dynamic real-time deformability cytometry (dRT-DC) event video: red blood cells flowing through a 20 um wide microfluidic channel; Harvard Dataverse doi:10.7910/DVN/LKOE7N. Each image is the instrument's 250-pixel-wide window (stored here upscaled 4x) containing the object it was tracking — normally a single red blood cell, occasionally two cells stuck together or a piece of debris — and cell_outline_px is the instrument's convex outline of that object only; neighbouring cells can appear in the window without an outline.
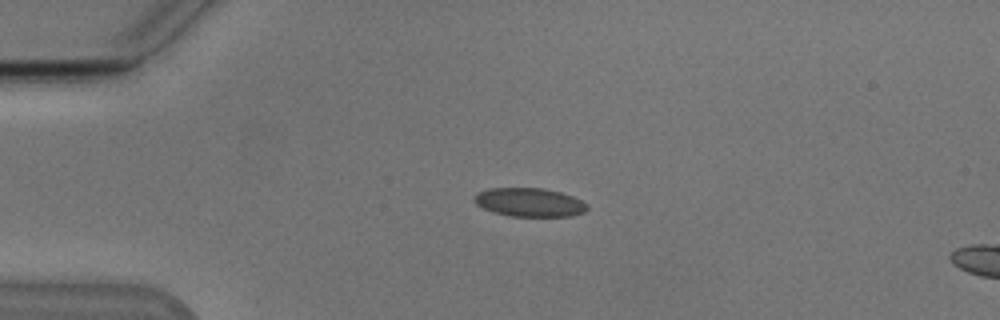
{"species": "Egyptian fruit bat (a non-hibernating species)", "species_latin": "Rousettus aegyptiacus", "temperature_condition": "cold", "stored_images_in_passage": 16, "camera_frame_rate_fps": 3000, "um_per_image_px": 0.085, "animal": {"sex": "male"}, "frame": {"image": 1, "passage_image": 12, "time_ms": 3.667, "image_size_px": [1000, 320], "cell_outline_px": [[588, 208], [584, 212], [572, 216], [508, 216], [492, 212], [476, 204], [472, 200], [472, 196], [476, 192], [488, 188], [544, 188], [560, 192], [572, 196], [588, 204]], "centroid_in_image_um": [44.95, 17.19], "position_along_channel_um": 40.0, "area_um2": 19.07}}